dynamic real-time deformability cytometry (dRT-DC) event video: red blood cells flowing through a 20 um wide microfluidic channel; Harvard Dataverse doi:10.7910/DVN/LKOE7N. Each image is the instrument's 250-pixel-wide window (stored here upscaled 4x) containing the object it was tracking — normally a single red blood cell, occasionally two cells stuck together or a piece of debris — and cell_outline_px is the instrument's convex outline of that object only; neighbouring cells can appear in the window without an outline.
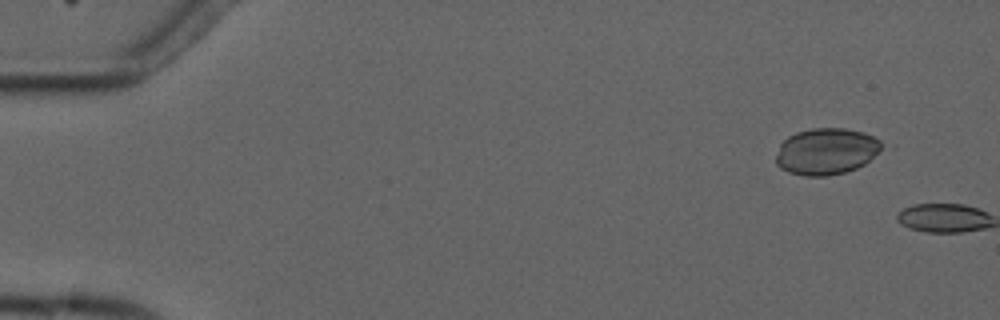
{"species": "common noctule bat (a hibernating species)", "species_latin": "Nyctalus noctula", "temperature_condition": "cold", "stored_images_in_passage": 2, "camera_frame_rate_fps": 3000, "um_per_image_px": 0.085, "animal": {"sex": "male", "forearm_length_mm": 52.5}, "frame": {"image": 1, "passage_image": 1, "time_ms": 0.0, "image_size_px": [1000, 320], "cell_outline_px": [[896, 148], [856, 168], [844, 172], [828, 176], [804, 176], [788, 172], [780, 168], [776, 164], [776, 156], [780, 144], [788, 136], [796, 132], [812, 128], [844, 128], [864, 132], [896, 144]], "centroid_in_image_um": [70.47, 12.85], "position_along_channel_um": 14.5, "area_um2": 30.29}}